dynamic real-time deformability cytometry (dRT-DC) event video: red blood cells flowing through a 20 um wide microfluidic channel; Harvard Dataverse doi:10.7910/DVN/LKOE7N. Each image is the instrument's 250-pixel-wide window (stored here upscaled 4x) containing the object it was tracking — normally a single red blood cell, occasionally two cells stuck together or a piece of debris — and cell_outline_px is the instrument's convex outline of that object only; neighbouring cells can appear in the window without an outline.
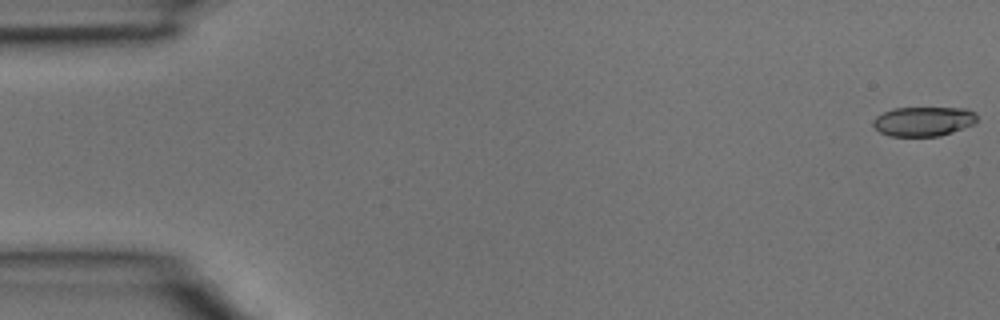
{"species": "common noctule bat (a hibernating species)", "species_latin": "Nyctalus noctula", "temperature_condition": "room temperature", "stored_images_in_passage": 5, "camera_frame_rate_fps": 3000, "um_per_image_px": 0.085, "animal": {"sex": "male", "body_mass_g": 15.6}, "frame": {"image": 1, "passage_image": 1, "time_ms": 0.0, "image_size_px": [1000, 320], "cell_outline_px": [[976, 124], [940, 136], [888, 136], [880, 132], [872, 124], [872, 120], [876, 116], [884, 112], [896, 108], [968, 108], [976, 112]], "centroid_in_image_um": [78.52, 10.32], "position_along_channel_um": 6.5, "area_um2": 17.98}}